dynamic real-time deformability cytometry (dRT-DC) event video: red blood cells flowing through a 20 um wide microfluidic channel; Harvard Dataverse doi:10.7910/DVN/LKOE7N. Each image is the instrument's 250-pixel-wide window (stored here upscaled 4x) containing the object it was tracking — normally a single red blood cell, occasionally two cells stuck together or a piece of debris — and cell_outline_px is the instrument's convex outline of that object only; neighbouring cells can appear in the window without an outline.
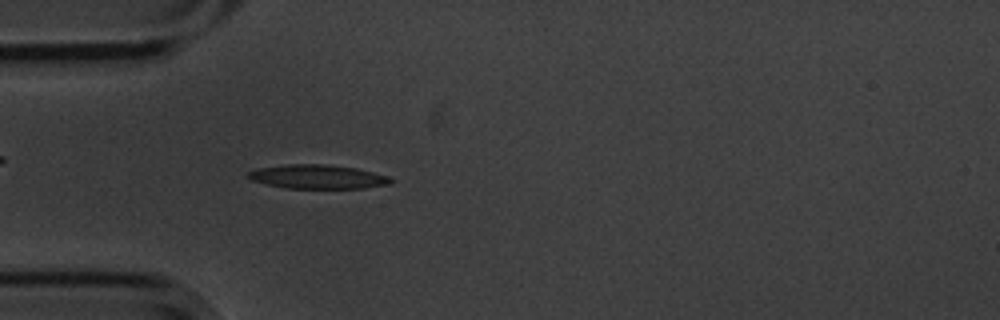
{"species": "common noctule bat (a hibernating species)", "species_latin": "Nyctalus noctula", "temperature_condition": "cold", "stored_images_in_passage": 56, "camera_frame_rate_fps": 3000, "um_per_image_px": 0.085, "animal": {"sex": "male", "body_mass_g": 20.1, "forearm_length_mm": 53.5}, "frame": {"image": 1, "passage_image": 16, "time_ms": 5.0, "image_size_px": [1000, 320], "cell_outline_px": [[396, 180], [392, 184], [364, 188], [288, 188], [268, 184], [252, 180], [244, 176], [248, 172], [256, 168], [288, 164], [328, 164], [356, 168], [388, 176]], "centroid_in_image_um": [27.02, 15.02], "position_along_channel_um": 58.0, "area_um2": 20.06}}
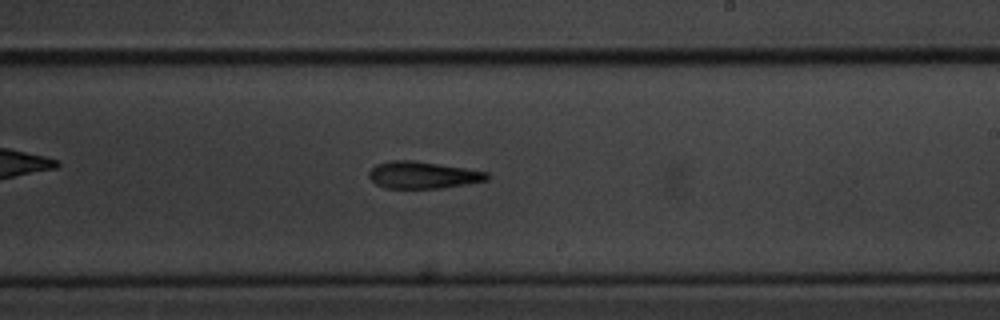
{"frame": {"image": 2, "passage_image": 33, "time_ms": 10.667, "image_size_px": [1000, 320], "cell_outline_px": [[488, 180], [440, 188], [384, 188], [376, 184], [368, 176], [368, 172], [376, 164], [392, 160], [412, 160], [464, 168], [488, 172]], "centroid_in_image_um": [35.9, 14.87], "position_along_channel_um": 253.1, "area_um2": 18.38}}
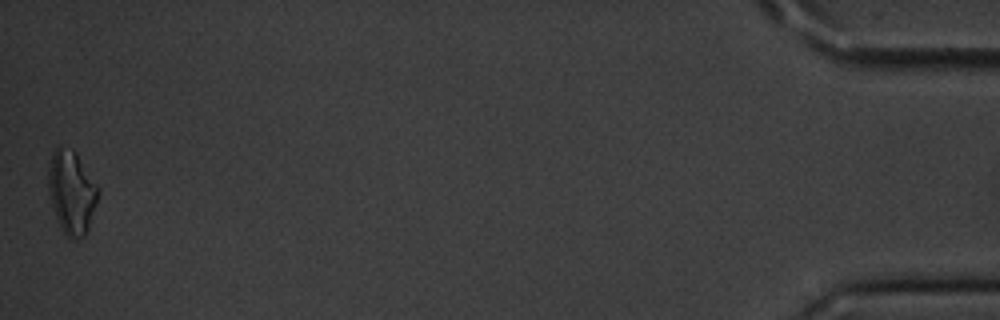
{"frame": {"image": 3, "passage_image": 56, "time_ms": 18.333, "image_size_px": [1000, 320], "cell_outline_px": [[100, 192], [88, 228], [84, 236], [76, 240], [72, 240], [60, 228], [48, 192], [48, 168], [52, 152], [60, 144], [72, 148], [76, 152], [100, 188]], "centroid_in_image_um": [6.09, 16.29], "position_along_channel_um": 429.1, "area_um2": 24.45}, "authors_computed_cell_mechanics": {"area_um2": 19.2185, "velocity_mm_per_s": 3.4981, "shape_relaxation_time_tau1_ms": 3.7252, "shape_relaxation_time_tau2_ms": 7.0912, "deformation_change_tau1": 0.1085, "deformation_change_tau2": 0.184}}